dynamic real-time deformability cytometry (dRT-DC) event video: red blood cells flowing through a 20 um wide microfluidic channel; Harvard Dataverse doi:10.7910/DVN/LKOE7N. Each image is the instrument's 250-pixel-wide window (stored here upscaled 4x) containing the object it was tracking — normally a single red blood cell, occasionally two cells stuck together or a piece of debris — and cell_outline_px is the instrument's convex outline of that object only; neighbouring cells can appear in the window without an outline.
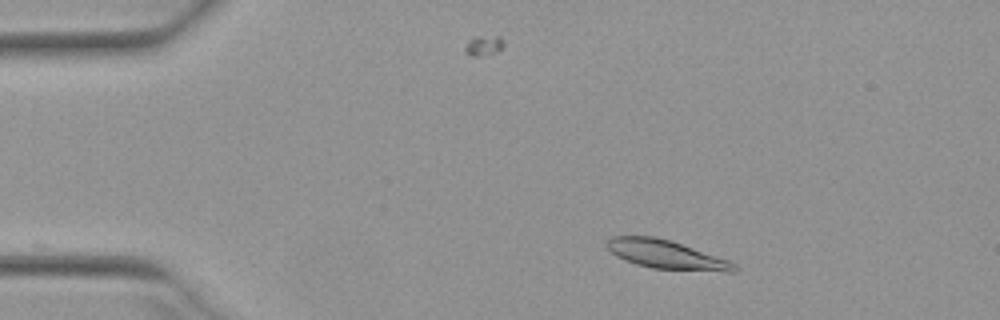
{"species": "Egyptian fruit bat (a non-hibernating species)", "species_latin": "Rousettus aegyptiacus", "temperature_condition": "warm", "stored_images_in_passage": 46, "camera_frame_rate_fps": 3000, "um_per_image_px": 0.085, "animal": {"sex": "female"}, "frame": {"image": 1, "passage_image": 6, "time_ms": 1.667, "image_size_px": [1000, 320], "cell_outline_px": [[740, 268], [736, 272], [728, 272], [652, 268], [636, 264], [624, 260], [616, 256], [604, 244], [612, 236], [656, 236], [728, 260], [736, 264]], "centroid_in_image_um": [56.62, 21.64], "position_along_channel_um": 28.4, "area_um2": 21.1}}
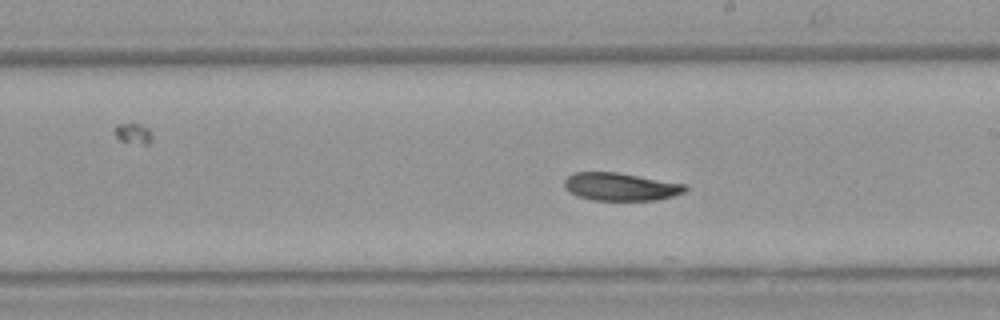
{"frame": {"image": 2, "passage_image": 27, "time_ms": 8.667, "image_size_px": [1000, 320], "cell_outline_px": [[688, 188], [684, 192], [672, 196], [656, 200], [592, 200], [576, 196], [568, 192], [564, 188], [564, 180], [572, 172], [616, 172], [688, 184]], "centroid_in_image_um": [52.73, 15.87], "position_along_channel_um": 236.3, "area_um2": 19.83}}
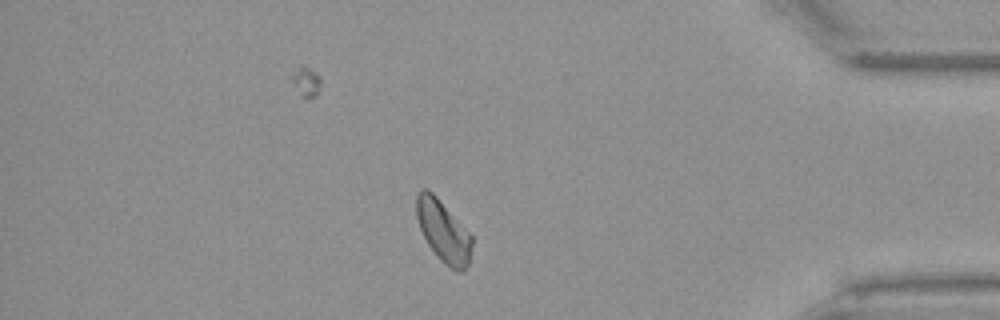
{"frame": {"image": 3, "passage_image": 42, "time_ms": 13.667, "image_size_px": [1000, 320], "cell_outline_px": [[472, 244], [468, 264], [460, 272], [456, 272], [444, 264], [440, 260], [428, 244], [420, 228], [416, 216], [416, 196], [420, 188], [428, 188], [436, 196], [472, 236]], "centroid_in_image_um": [37.66, 19.64], "position_along_channel_um": 397.5, "area_um2": 19.71}, "authors_computed_cell_mechanics": {"area_um2": 20.2878, "velocity_mm_per_s": 3.9017, "shape_relaxation_time_tau1_ms": 10.4128, "shape_relaxation_time_tau2_ms": null, "deformation_change_tau1": 0.1726, "deformation_change_tau2": null}}